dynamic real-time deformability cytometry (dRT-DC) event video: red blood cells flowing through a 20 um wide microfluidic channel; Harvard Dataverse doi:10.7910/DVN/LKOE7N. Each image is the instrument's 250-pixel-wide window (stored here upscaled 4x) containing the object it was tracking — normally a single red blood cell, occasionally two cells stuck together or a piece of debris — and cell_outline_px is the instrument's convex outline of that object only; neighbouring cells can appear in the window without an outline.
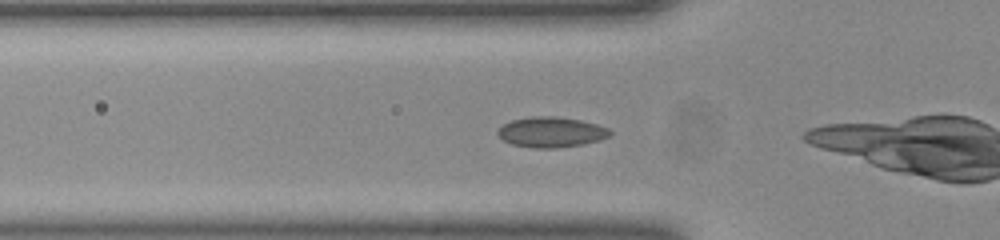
{"species": "common noctule bat (a hibernating species)", "species_latin": "Nyctalus noctula", "temperature_condition": "room temperature", "stored_images_in_passage": 24, "camera_frame_rate_fps": 3000, "um_per_image_px": 0.085, "animal": {"sex": "female", "body_mass_g": 23.0, "forearm_length_mm": 53.4}, "frame": {"image": 1, "passage_image": 4, "time_ms": 1.0, "image_size_px": [1000, 240], "cell_outline_px": [[612, 132], [608, 136], [600, 140], [584, 144], [556, 148], [532, 148], [512, 144], [504, 140], [496, 132], [504, 124], [512, 120], [532, 116], [556, 116], [580, 120], [596, 124], [608, 128]], "centroid_in_image_um": [46.86, 11.23], "position_along_channel_um": 78.9, "area_um2": 19.77}}
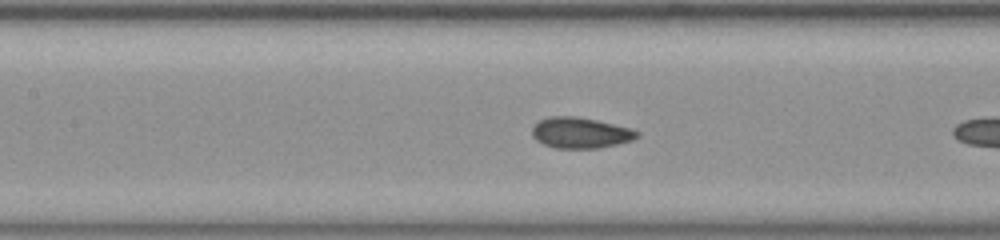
{"frame": {"image": 2, "passage_image": 10, "time_ms": 3.0, "image_size_px": [1000, 240], "cell_outline_px": [[640, 136], [632, 140], [616, 144], [596, 148], [556, 148], [544, 144], [536, 140], [532, 136], [532, 124], [548, 116], [576, 116], [596, 120], [632, 128], [640, 132]], "centroid_in_image_um": [49.32, 11.27], "position_along_channel_um": 158.1, "area_um2": 18.96}}
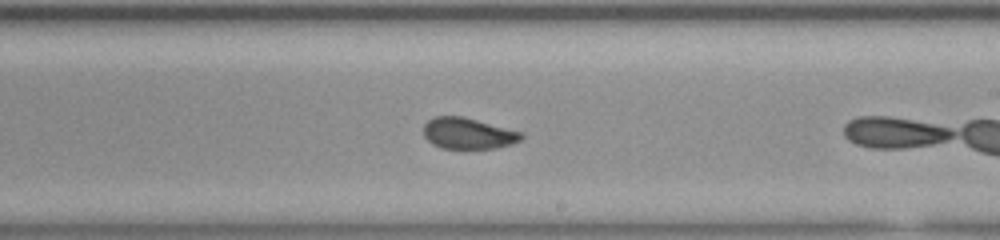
{"frame": {"image": 3, "passage_image": 17, "time_ms": 5.333, "image_size_px": [1000, 240], "cell_outline_px": [[524, 136], [520, 140], [512, 144], [496, 148], [444, 148], [432, 144], [424, 136], [424, 124], [428, 120], [436, 116], [464, 116], [524, 132]], "centroid_in_image_um": [39.82, 11.32], "position_along_channel_um": 249.2, "area_um2": 17.86}}